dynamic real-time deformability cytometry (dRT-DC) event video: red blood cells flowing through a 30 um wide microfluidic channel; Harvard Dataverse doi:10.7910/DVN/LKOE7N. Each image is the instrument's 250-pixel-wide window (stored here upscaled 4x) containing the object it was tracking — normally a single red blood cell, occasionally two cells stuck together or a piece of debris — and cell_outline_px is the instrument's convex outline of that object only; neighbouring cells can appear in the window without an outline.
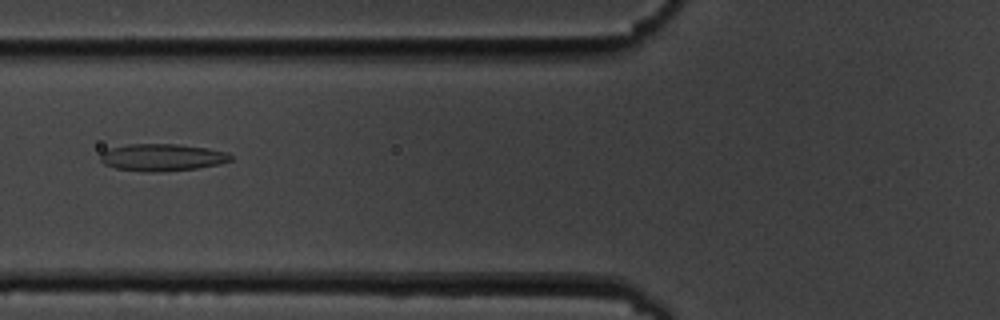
{"species": "common noctule bat (a hibernating species)", "species_latin": "Nyctalus noctula", "temperature_condition": "cold", "stored_images_in_passage": 13, "camera_frame_rate_fps": 3000, "um_per_image_px": 0.085, "animal": {"sex": "male", "body_mass_g": 19.5, "forearm_length_mm": 54.6}, "frame": {"image": 1, "passage_image": 6, "time_ms": 6.667, "image_size_px": [1000, 320], "cell_outline_px": [[232, 160], [220, 164], [196, 168], [160, 172], [144, 172], [116, 168], [104, 164], [100, 160], [100, 152], [108, 148], [128, 144], [176, 144], [208, 148], [228, 152], [232, 156]], "centroid_in_image_um": [13.76, 13.37], "position_along_channel_um": 112.0, "area_um2": 20.81}}
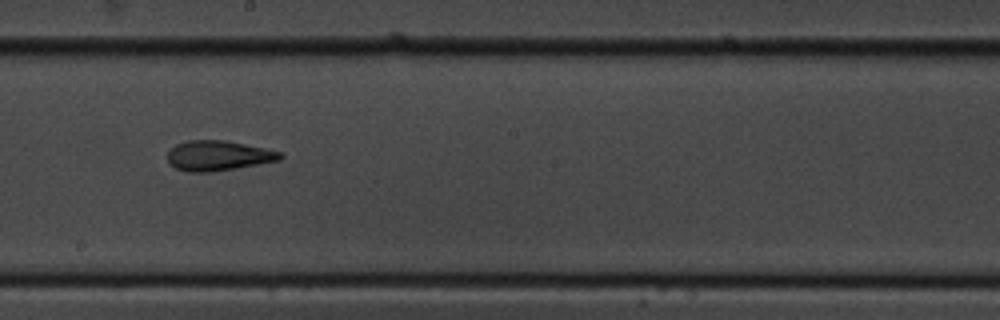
{"frame": {"image": 2, "passage_image": 9, "time_ms": 10.0, "image_size_px": [1000, 320], "cell_outline_px": [[284, 156], [280, 160], [236, 168], [208, 172], [188, 172], [176, 168], [168, 164], [168, 152], [176, 144], [188, 140], [224, 140], [264, 148], [280, 152]], "centroid_in_image_um": [18.52, 13.23], "position_along_channel_um": 229.7, "area_um2": 19.59}}
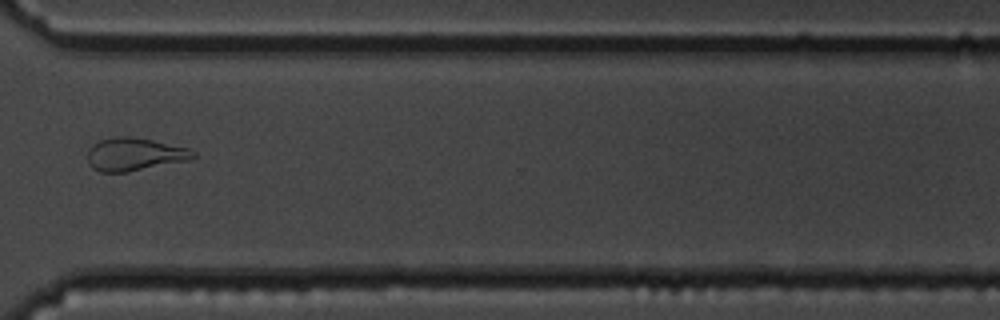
{"frame": {"image": 3, "passage_image": 12, "time_ms": 13.667, "image_size_px": [1000, 320], "cell_outline_px": [[196, 156], [188, 160], [128, 172], [100, 172], [92, 168], [88, 164], [88, 148], [92, 144], [100, 140], [116, 136], [128, 136], [152, 140], [188, 148], [196, 152]], "centroid_in_image_um": [11.4, 13.12], "position_along_channel_um": 359.2, "area_um2": 20.29}, "authors_computed_cell_mechanics": {"area_um2": 20.808, "velocity_mm_per_s": 3.5434, "shape_relaxation_time_tau1_ms": null, "shape_relaxation_time_tau2_ms": 4.1332, "deformation_change_tau1": null, "deformation_change_tau2": 0.1363}}